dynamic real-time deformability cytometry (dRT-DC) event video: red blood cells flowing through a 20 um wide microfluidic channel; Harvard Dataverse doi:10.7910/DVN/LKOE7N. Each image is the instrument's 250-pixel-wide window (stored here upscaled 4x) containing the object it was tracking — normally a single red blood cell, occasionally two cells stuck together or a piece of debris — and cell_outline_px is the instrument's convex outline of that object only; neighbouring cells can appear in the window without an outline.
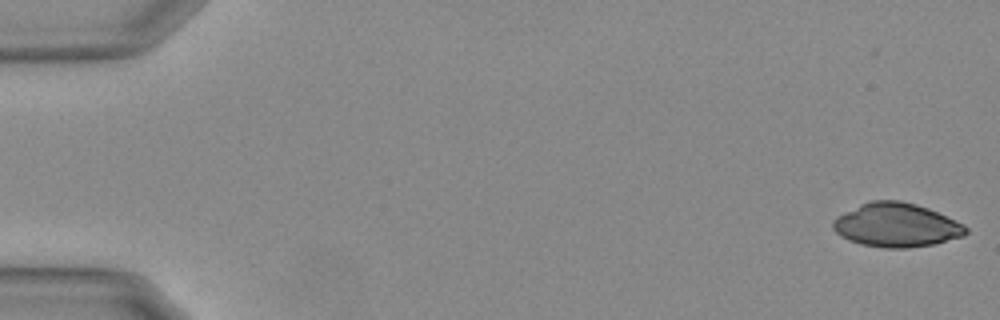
{"species": "Egyptian fruit bat (a non-hibernating species)", "species_latin": "Rousettus aegyptiacus", "temperature_condition": "warm", "stored_images_in_passage": 16, "camera_frame_rate_fps": 3000, "um_per_image_px": 0.085, "animal": {"sex": "female"}, "frame": {"image": 1, "passage_image": 1, "time_ms": 0.0, "image_size_px": [1000, 320], "cell_outline_px": [[968, 232], [964, 236], [932, 244], [908, 248], [884, 248], [860, 244], [848, 240], [840, 236], [832, 228], [832, 220], [836, 216], [860, 204], [872, 200], [900, 200], [916, 204], [928, 208], [964, 224], [968, 228]], "centroid_in_image_um": [76.17, 19.13], "position_along_channel_um": 8.8, "area_um2": 34.1}}